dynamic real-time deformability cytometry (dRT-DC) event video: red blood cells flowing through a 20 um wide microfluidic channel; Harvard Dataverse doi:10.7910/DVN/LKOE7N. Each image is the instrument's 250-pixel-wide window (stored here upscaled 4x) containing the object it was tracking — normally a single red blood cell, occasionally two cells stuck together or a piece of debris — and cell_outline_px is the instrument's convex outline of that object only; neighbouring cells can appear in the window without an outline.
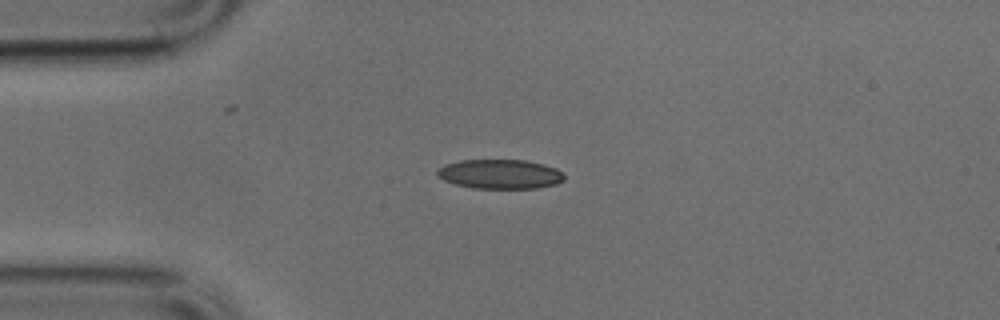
{"species": "common noctule bat (a hibernating species)", "species_latin": "Nyctalus noctula", "temperature_condition": "cold", "stored_images_in_passage": 33, "camera_frame_rate_fps": 3000, "um_per_image_px": 0.085, "animal": {"sex": "male", "body_mass_g": 17.9, "forearm_length_mm": 54.2}, "frame": {"image": 1, "passage_image": 1, "time_ms": 0.0, "image_size_px": [1000, 320], "cell_outline_px": [[564, 180], [556, 184], [536, 188], [472, 188], [456, 184], [444, 180], [436, 176], [436, 172], [444, 164], [460, 160], [528, 160], [544, 164], [556, 168], [564, 176]], "centroid_in_image_um": [42.49, 14.79], "position_along_channel_um": 42.5, "area_um2": 21.79}}
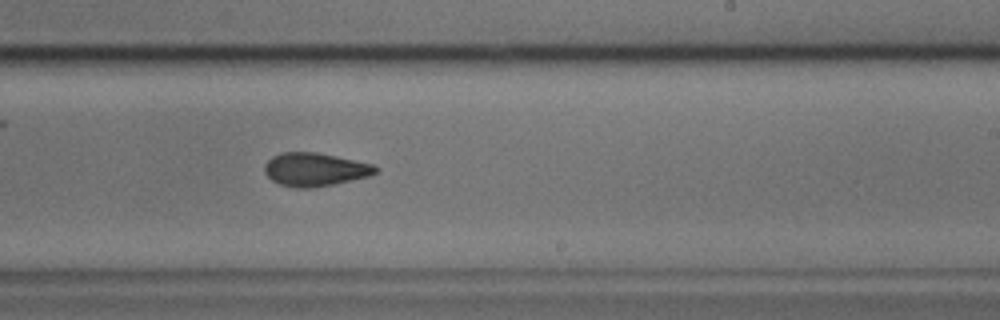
{"frame": {"image": 2, "passage_image": 19, "time_ms": 6.0, "image_size_px": [1000, 320], "cell_outline_px": [[380, 168], [376, 172], [368, 176], [332, 184], [312, 188], [300, 188], [280, 184], [272, 180], [264, 172], [264, 164], [272, 156], [280, 152], [316, 152], [336, 156], [372, 164]], "centroid_in_image_um": [26.74, 14.39], "position_along_channel_um": 262.3, "area_um2": 21.39}}
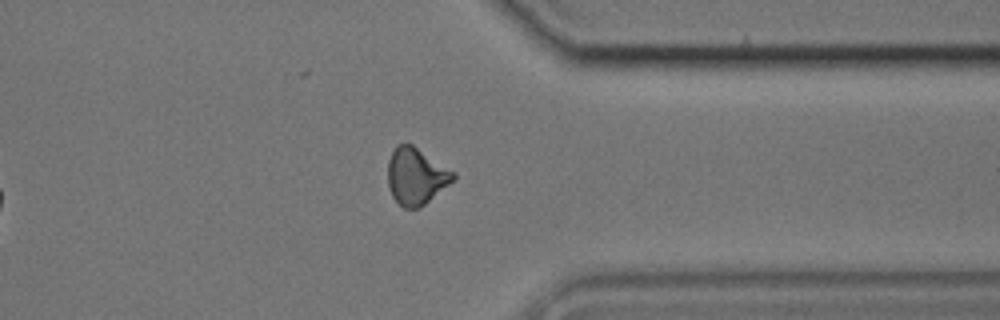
{"frame": {"image": 3, "passage_image": 28, "time_ms": 9.0, "image_size_px": [1000, 320], "cell_outline_px": [[456, 176], [448, 184], [420, 208], [404, 208], [392, 196], [388, 188], [388, 160], [396, 144], [412, 144], [456, 172]], "centroid_in_image_um": [35.35, 14.96], "position_along_channel_um": 376.1, "area_um2": 21.5}}